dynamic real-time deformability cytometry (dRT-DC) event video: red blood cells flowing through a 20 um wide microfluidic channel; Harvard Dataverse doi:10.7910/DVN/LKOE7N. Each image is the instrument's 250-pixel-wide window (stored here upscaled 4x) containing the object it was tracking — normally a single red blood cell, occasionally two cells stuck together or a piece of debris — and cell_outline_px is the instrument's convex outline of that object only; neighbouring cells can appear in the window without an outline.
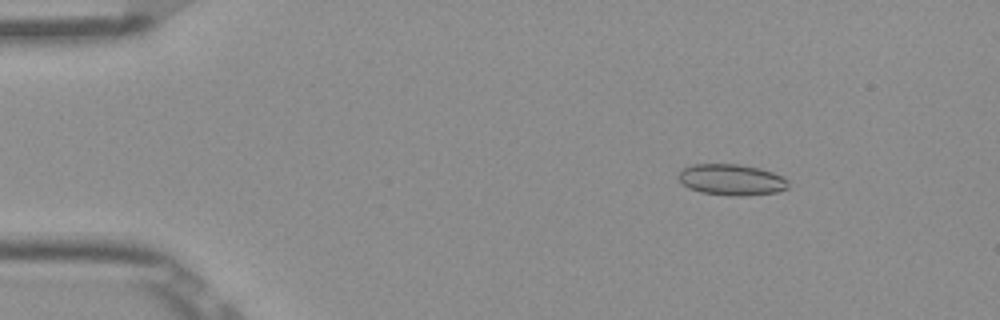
{"species": "Egyptian fruit bat (a non-hibernating species)", "species_latin": "Rousettus aegyptiacus", "temperature_condition": "room temperature", "stored_images_in_passage": 53, "camera_frame_rate_fps": 3000, "um_per_image_px": 0.085, "frame": {"image": 1, "passage_image": 8, "time_ms": 2.333, "image_size_px": [1000, 320], "cell_outline_px": [[788, 188], [776, 192], [740, 196], [732, 196], [700, 192], [688, 188], [680, 184], [676, 176], [680, 168], [692, 164], [736, 164], [760, 168], [772, 172], [788, 180]], "centroid_in_image_um": [62.09, 15.27], "position_along_channel_um": 22.9, "area_um2": 20.17}}
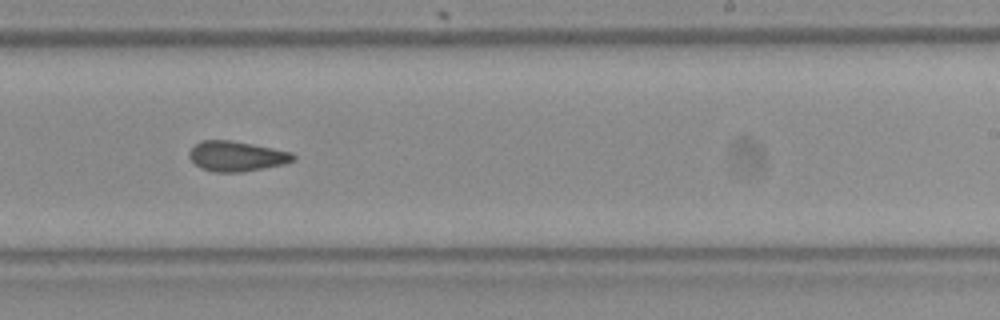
{"frame": {"image": 2, "passage_image": 33, "time_ms": 10.667, "image_size_px": [1000, 320], "cell_outline_px": [[296, 160], [284, 164], [244, 172], [212, 172], [200, 168], [188, 156], [188, 152], [200, 140], [232, 140], [292, 152], [296, 156]], "centroid_in_image_um": [20.11, 13.28], "position_along_channel_um": 268.9, "area_um2": 18.38}}
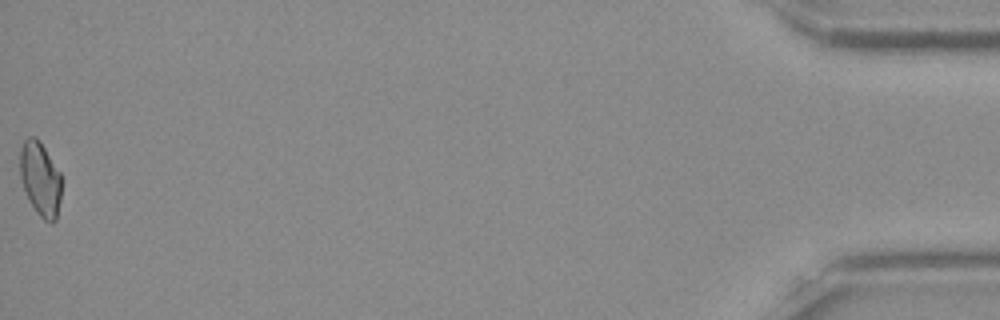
{"frame": {"image": 3, "passage_image": 53, "time_ms": 17.333, "image_size_px": [1000, 320], "cell_outline_px": [[60, 200], [56, 220], [52, 224], [44, 220], [36, 212], [24, 188], [20, 176], [20, 148], [24, 140], [28, 136], [36, 136], [40, 140], [60, 172]], "centroid_in_image_um": [3.42, 15.17], "position_along_channel_um": 431.8, "area_um2": 17.86}, "authors_computed_cell_mechanics": {"area_um2": 18.4382, "velocity_mm_per_s": 3.9065, "shape_relaxation_time_tau1_ms": null, "shape_relaxation_time_tau2_ms": 2.8983, "deformation_change_tau1": null, "deformation_change_tau2": 0.0763}}